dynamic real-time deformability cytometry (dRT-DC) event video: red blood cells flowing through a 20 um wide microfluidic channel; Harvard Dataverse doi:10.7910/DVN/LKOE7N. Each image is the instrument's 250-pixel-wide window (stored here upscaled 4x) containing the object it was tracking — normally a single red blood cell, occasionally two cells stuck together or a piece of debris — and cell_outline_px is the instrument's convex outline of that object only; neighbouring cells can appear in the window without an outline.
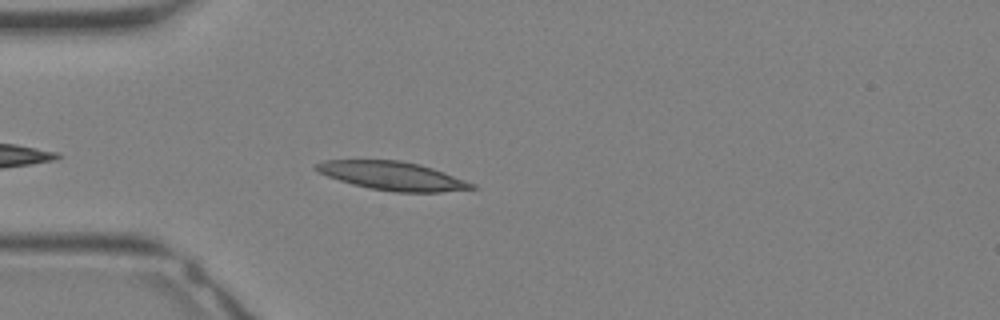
{"species": "Egyptian fruit bat (a non-hibernating species)", "species_latin": "Rousettus aegyptiacus", "temperature_condition": "warm", "stored_images_in_passage": 25, "camera_frame_rate_fps": 3000, "um_per_image_px": 0.085, "animal": {"sex": "female"}, "frame": {"image": 1, "passage_image": 3, "time_ms": 0.667, "image_size_px": [1000, 320], "cell_outline_px": [[476, 188], [440, 192], [396, 192], [368, 188], [352, 184], [328, 176], [312, 168], [316, 164], [324, 160], [400, 160], [420, 164], [444, 172], [476, 184]], "centroid_in_image_um": [33.36, 14.95], "position_along_channel_um": 51.6, "area_um2": 25.78}}
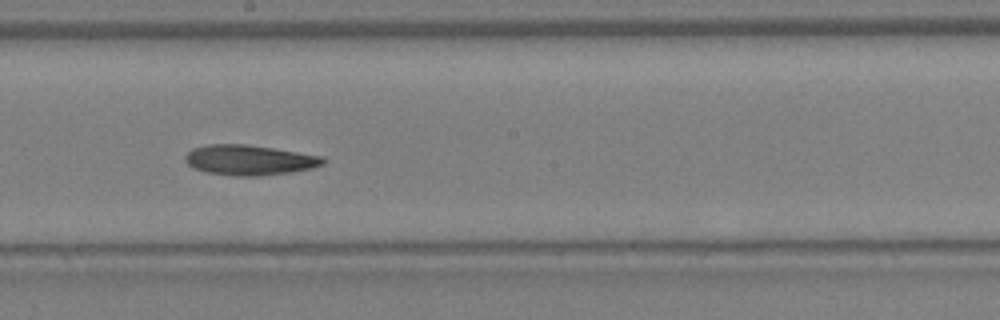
{"frame": {"image": 2, "passage_image": 12, "time_ms": 3.667, "image_size_px": [1000, 320], "cell_outline_px": [[324, 164], [312, 168], [288, 172], [256, 176], [236, 176], [204, 172], [192, 168], [184, 160], [184, 156], [192, 148], [208, 144], [244, 144], [272, 148], [324, 156]], "centroid_in_image_um": [21.14, 13.6], "position_along_channel_um": 227.1, "area_um2": 24.22}}
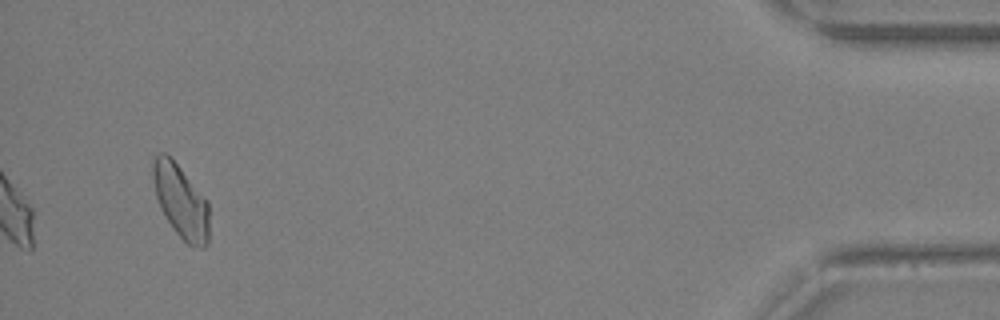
{"frame": {"image": 3, "passage_image": 25, "time_ms": 8.0, "image_size_px": [1000, 320], "cell_outline_px": [[208, 244], [204, 248], [192, 248], [176, 232], [160, 208], [156, 196], [152, 176], [152, 164], [156, 156], [160, 152], [164, 152], [180, 168], [208, 200]], "centroid_in_image_um": [15.38, 17.14], "position_along_channel_um": 419.8, "area_um2": 23.81}}